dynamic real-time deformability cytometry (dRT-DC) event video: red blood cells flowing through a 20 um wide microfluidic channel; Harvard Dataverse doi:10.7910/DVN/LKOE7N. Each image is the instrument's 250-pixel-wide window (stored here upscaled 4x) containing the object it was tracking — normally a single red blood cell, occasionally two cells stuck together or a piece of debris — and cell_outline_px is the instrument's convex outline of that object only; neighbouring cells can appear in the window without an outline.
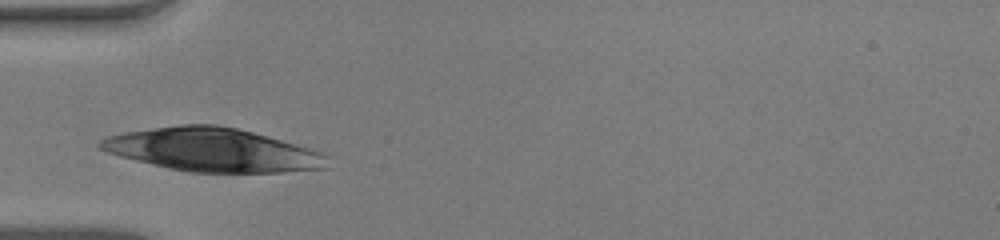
{"species": "human", "species_latin": "Homo sapiens", "temperature_condition": "warm", "stored_images_in_passage": 13, "camera_frame_rate_fps": 3000, "um_per_image_px": 0.085, "donor": {"sex": "male"}, "frame": {"image": 1, "passage_image": 1, "time_ms": 0.0, "image_size_px": [1000, 240], "cell_outline_px": [[328, 168], [284, 172], [188, 172], [168, 168], [120, 156], [108, 152], [100, 148], [96, 144], [100, 140], [108, 136], [124, 132], [180, 124], [216, 124], [236, 128], [252, 132], [296, 144], [320, 152], [328, 156]], "centroid_in_image_um": [18.07, 12.74], "position_along_channel_um": 66.9, "area_um2": 57.05}}
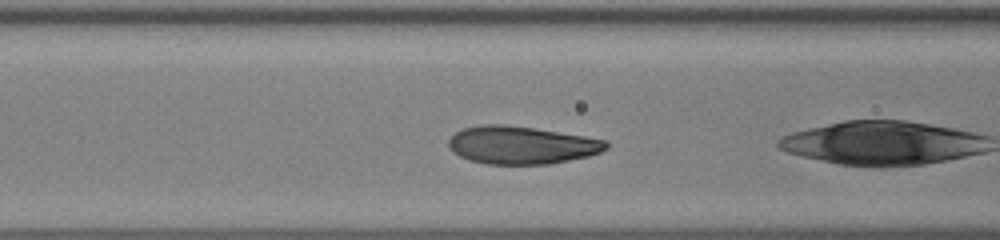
{"frame": {"image": 2, "passage_image": 3, "time_ms": 0.667, "image_size_px": [1000, 240], "cell_outline_px": [[608, 148], [600, 152], [588, 156], [548, 164], [488, 164], [468, 160], [452, 152], [448, 144], [448, 140], [456, 132], [464, 128], [480, 124], [504, 124], [532, 128], [584, 136], [608, 140]], "centroid_in_image_um": [44.3, 12.33], "position_along_channel_um": 122.3, "area_um2": 34.62}}
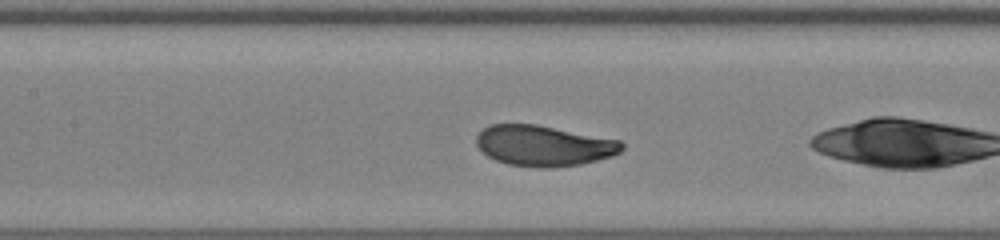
{"frame": {"image": 3, "passage_image": 6, "time_ms": 1.667, "image_size_px": [1000, 240], "cell_outline_px": [[624, 148], [620, 152], [612, 156], [580, 164], [548, 168], [540, 168], [508, 164], [496, 160], [488, 156], [476, 144], [476, 136], [488, 124], [536, 124], [620, 140], [624, 144]], "centroid_in_image_um": [46.22, 12.38], "position_along_channel_um": 161.2, "area_um2": 34.39}}